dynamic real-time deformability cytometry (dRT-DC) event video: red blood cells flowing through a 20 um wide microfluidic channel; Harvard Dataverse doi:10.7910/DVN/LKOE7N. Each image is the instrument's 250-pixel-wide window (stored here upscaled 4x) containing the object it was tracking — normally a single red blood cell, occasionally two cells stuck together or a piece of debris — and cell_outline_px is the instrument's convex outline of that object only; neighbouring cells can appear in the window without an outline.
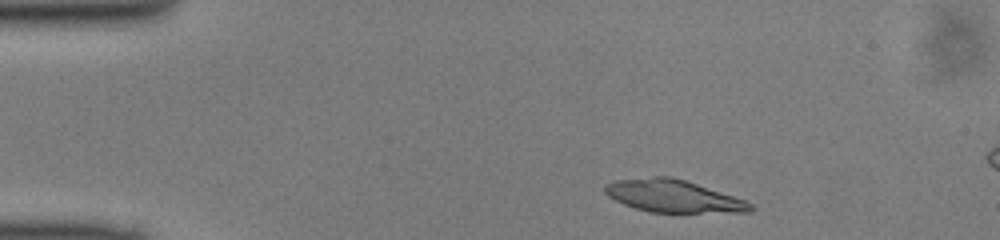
{"species": "common noctule bat (a hibernating species)", "species_latin": "Nyctalus noctula", "temperature_condition": "cold", "stored_images_in_passage": 8, "camera_frame_rate_fps": 3000, "um_per_image_px": 0.085, "animal": {"sex": "male", "body_mass_g": 13.0, "forearm_length_mm": 53.1}, "frame": {"image": 1, "passage_image": 1, "time_ms": 0.0, "image_size_px": [1000, 240], "cell_outline_px": [[756, 208], [752, 212], [648, 212], [624, 204], [608, 196], [604, 192], [604, 184], [612, 180], [652, 176], [672, 176], [744, 200], [752, 204]], "centroid_in_image_um": [57.17, 16.66], "position_along_channel_um": 27.8, "area_um2": 27.34}}